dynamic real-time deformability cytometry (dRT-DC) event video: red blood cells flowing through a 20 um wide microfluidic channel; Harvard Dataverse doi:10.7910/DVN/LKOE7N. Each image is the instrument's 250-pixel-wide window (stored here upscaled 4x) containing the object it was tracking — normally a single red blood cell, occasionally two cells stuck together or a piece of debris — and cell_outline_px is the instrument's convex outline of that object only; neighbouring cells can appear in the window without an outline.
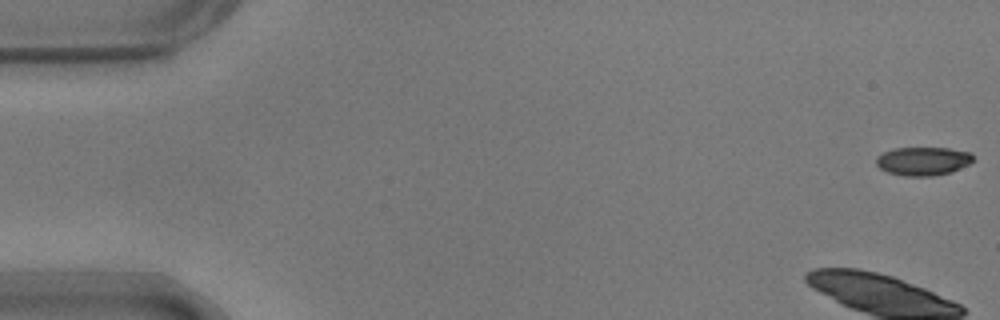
{"species": "common noctule bat (a hibernating species)", "species_latin": "Nyctalus noctula", "temperature_condition": "warm", "stored_images_in_passage": 16, "camera_frame_rate_fps": 3000, "um_per_image_px": 0.085, "animal": {"sex": "male", "body_mass_g": 17.9}, "frame": {"image": 1, "passage_image": 1, "time_ms": 0.0, "image_size_px": [1000, 320], "cell_outline_px": [[976, 160], [952, 172], [932, 176], [904, 176], [888, 172], [880, 168], [876, 164], [876, 156], [884, 152], [896, 148], [948, 148], [972, 152]], "centroid_in_image_um": [78.49, 13.69], "position_along_channel_um": 6.5, "area_um2": 16.24}}